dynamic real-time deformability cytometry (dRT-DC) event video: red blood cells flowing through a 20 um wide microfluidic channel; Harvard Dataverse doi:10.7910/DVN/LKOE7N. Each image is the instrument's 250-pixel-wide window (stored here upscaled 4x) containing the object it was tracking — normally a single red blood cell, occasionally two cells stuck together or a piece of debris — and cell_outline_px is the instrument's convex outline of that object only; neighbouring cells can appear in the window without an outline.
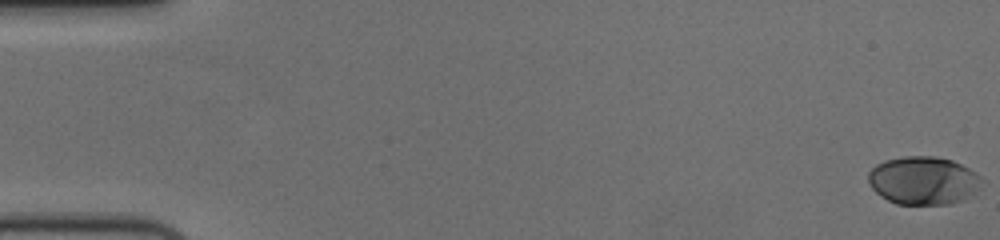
{"species": "human", "species_latin": "Homo sapiens", "temperature_condition": "cold", "stored_images_in_passage": 57, "camera_frame_rate_fps": 3000, "um_per_image_px": 0.085, "donor": {"sex": "female"}, "frame": {"image": 1, "passage_image": 1, "time_ms": 0.0, "image_size_px": [1000, 240], "cell_outline_px": [[984, 180], [964, 200], [952, 204], [896, 204], [880, 196], [872, 188], [868, 180], [868, 172], [876, 164], [884, 160], [904, 156], [936, 156], [952, 160], [968, 168], [980, 176]], "centroid_in_image_um": [78.45, 15.34], "position_along_channel_um": 6.6, "area_um2": 31.79}}
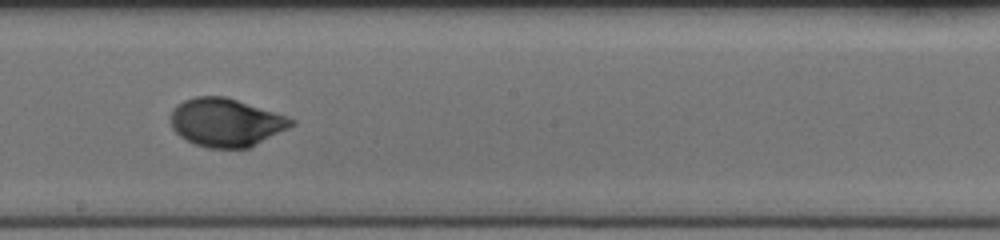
{"frame": {"image": 2, "passage_image": 33, "time_ms": 10.667, "image_size_px": [1000, 240], "cell_outline_px": [[296, 124], [248, 148], [208, 148], [196, 144], [180, 136], [172, 128], [172, 108], [176, 104], [184, 100], [196, 96], [224, 96], [288, 116], [296, 120]], "centroid_in_image_um": [19.21, 10.4], "position_along_channel_um": 229.0, "area_um2": 33.7}}
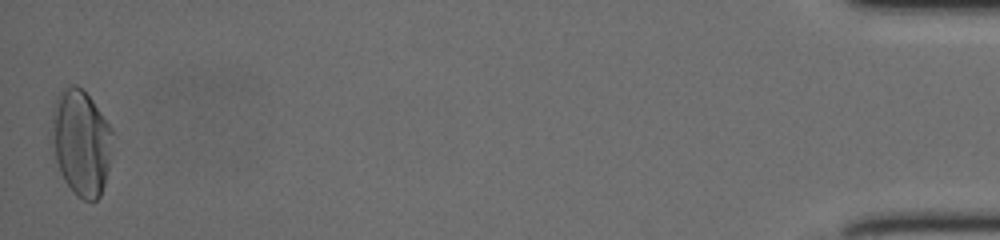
{"frame": {"image": 3, "passage_image": 57, "time_ms": 18.667, "image_size_px": [1000, 240], "cell_outline_px": [[112, 132], [108, 168], [104, 184], [100, 196], [96, 200], [84, 200], [76, 196], [64, 180], [60, 172], [56, 160], [52, 124], [52, 112], [56, 96], [68, 84], [76, 84], [92, 100], [112, 128]], "centroid_in_image_um": [6.89, 12.1], "position_along_channel_um": 428.3, "area_um2": 36.93}, "authors_computed_cell_mechanics": {"area_um2": 33.1772, "velocity_mm_per_s": 3.6692, "shape_relaxation_time_tau1_ms": 3.0389, "shape_relaxation_time_tau2_ms": null, "deformation_change_tau1": 0.1581, "deformation_change_tau2": null}}